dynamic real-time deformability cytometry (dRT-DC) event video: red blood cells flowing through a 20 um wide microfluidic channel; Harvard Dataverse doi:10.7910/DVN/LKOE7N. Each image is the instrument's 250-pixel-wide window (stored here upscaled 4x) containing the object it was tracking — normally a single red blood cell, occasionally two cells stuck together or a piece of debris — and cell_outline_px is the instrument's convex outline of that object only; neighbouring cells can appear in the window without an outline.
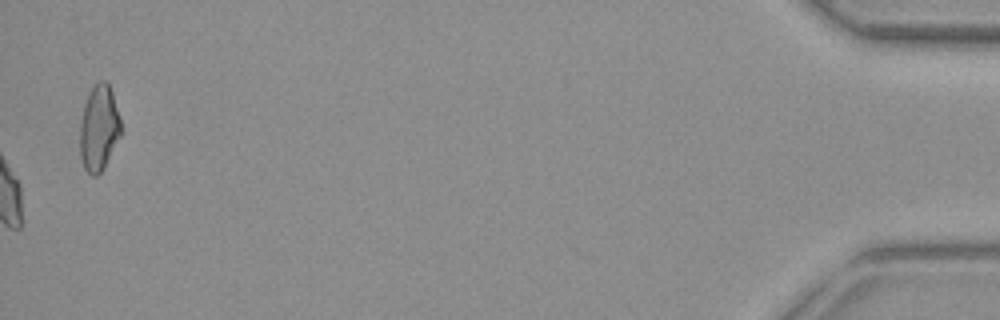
{"species": "common noctule bat (a hibernating species)", "species_latin": "Nyctalus noctula", "temperature_condition": "warm", "stored_images_in_passage": 55, "camera_frame_rate_fps": 3000, "um_per_image_px": 0.085, "animal": {"sex": "female", "body_mass_g": 29.2, "forearm_length_mm": 56.3}, "frame": {"image": 1, "passage_image": 55, "time_ms": 18.0, "image_size_px": [1000, 320], "cell_outline_px": [[120, 136], [104, 168], [96, 176], [92, 176], [84, 168], [80, 156], [80, 120], [84, 104], [92, 88], [100, 80], [104, 80], [108, 84], [112, 92], [120, 116]], "centroid_in_image_um": [8.4, 10.9], "position_along_channel_um": 426.8, "area_um2": 20.35}, "authors_computed_cell_mechanics": {"area_um2": 21.386, "velocity_mm_per_s": 3.7394, "shape_relaxation_time_tau1_ms": 5.7682, "shape_relaxation_time_tau2_ms": 1.4463, "deformation_change_tau1": 0.1335, "deformation_change_tau2": 0.0511}}